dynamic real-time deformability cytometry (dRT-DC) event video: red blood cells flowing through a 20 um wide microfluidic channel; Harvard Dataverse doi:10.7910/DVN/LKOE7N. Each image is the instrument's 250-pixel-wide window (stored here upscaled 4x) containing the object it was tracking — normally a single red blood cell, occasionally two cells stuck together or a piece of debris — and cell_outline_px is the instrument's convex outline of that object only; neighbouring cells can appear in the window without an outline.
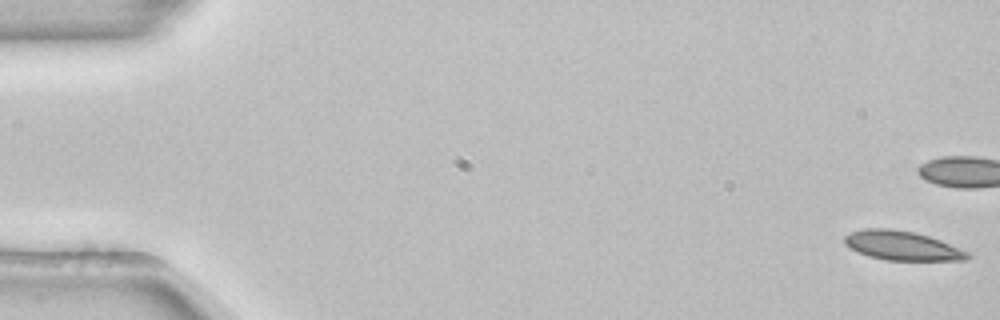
{"species": "common noctule bat (a hibernating species)", "species_latin": "Nyctalus noctula", "temperature_condition": "room temperature", "stored_images_in_passage": 12, "camera_frame_rate_fps": 3000, "um_per_image_px": 0.085, "animal": {"sex": "female", "body_mass_g": 22.7, "forearm_length_mm": 54.2}, "frame": {"image": 1, "passage_image": 1, "time_ms": 0.0, "image_size_px": [1000, 320], "cell_outline_px": [[972, 256], [968, 260], [884, 260], [868, 256], [856, 252], [848, 248], [844, 244], [844, 236], [852, 232], [864, 228], [888, 228], [916, 232], [940, 240], [972, 252]], "centroid_in_image_um": [76.7, 20.88], "position_along_channel_um": 8.3, "area_um2": 21.33}}